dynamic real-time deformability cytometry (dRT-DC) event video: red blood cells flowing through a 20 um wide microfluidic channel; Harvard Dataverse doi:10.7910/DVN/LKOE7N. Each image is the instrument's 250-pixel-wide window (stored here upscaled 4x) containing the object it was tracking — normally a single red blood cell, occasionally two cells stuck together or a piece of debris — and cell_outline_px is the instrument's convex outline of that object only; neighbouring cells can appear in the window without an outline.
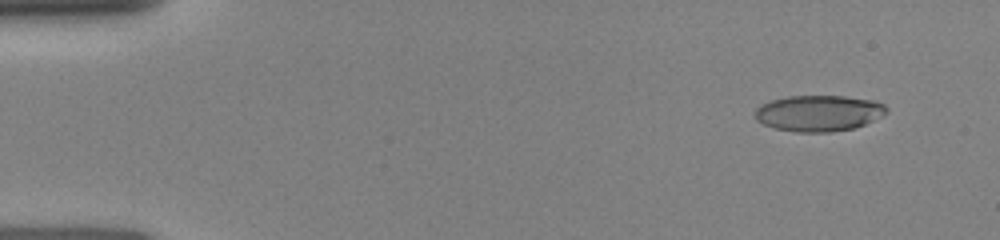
{"species": "human", "species_latin": "Homo sapiens", "temperature_condition": "room temperature", "stored_images_in_passage": 22, "camera_frame_rate_fps": 3000, "um_per_image_px": 0.085, "donor": {"sex": "female"}, "frame": {"image": 1, "passage_image": 3, "time_ms": 1.0, "image_size_px": [1000, 240], "cell_outline_px": [[888, 112], [884, 116], [856, 128], [832, 132], [796, 132], [776, 128], [764, 124], [756, 120], [756, 108], [760, 104], [772, 100], [788, 96], [844, 96], [876, 100], [884, 104], [888, 108]], "centroid_in_image_um": [69.65, 9.62], "position_along_channel_um": 15.3, "area_um2": 27.92}}
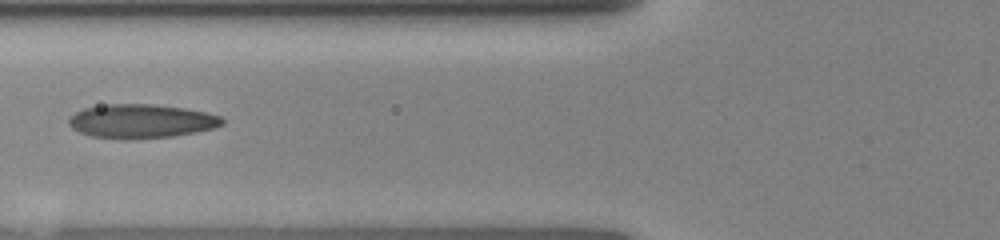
{"frame": {"image": 2, "passage_image": 14, "time_ms": 6.0, "image_size_px": [1000, 240], "cell_outline_px": [[224, 124], [216, 128], [172, 136], [128, 140], [124, 140], [92, 136], [80, 132], [72, 128], [68, 124], [68, 116], [84, 108], [108, 104], [152, 104], [184, 108], [204, 112], [220, 116], [224, 120]], "centroid_in_image_um": [11.98, 10.31], "position_along_channel_um": 113.8, "area_um2": 30.46}}
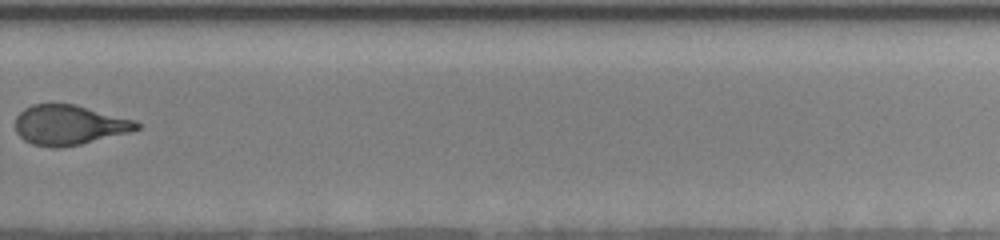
{"frame": {"image": 3, "passage_image": 22, "time_ms": 11.0, "image_size_px": [1000, 240], "cell_outline_px": [[140, 128], [132, 132], [80, 144], [60, 148], [52, 148], [32, 144], [24, 140], [16, 132], [16, 116], [24, 108], [32, 104], [76, 104], [136, 120], [140, 124]], "centroid_in_image_um": [5.9, 10.62], "position_along_channel_um": 323.9, "area_um2": 28.44}}